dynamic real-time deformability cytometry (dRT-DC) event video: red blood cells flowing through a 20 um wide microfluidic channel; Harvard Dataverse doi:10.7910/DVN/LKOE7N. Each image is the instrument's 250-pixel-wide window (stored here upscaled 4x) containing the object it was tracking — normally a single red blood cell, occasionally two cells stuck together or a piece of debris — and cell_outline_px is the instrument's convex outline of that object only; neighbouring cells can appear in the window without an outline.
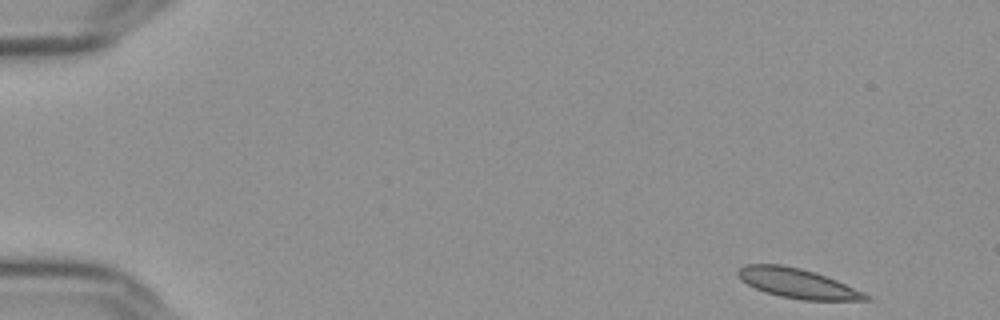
{"species": "Egyptian fruit bat (a non-hibernating species)", "species_latin": "Rousettus aegyptiacus", "temperature_condition": "cold", "stored_images_in_passage": 53, "camera_frame_rate_fps": 3000, "um_per_image_px": 0.085, "frame": {"image": 1, "passage_image": 1, "time_ms": 0.0, "image_size_px": [1000, 320], "cell_outline_px": [[872, 300], [804, 300], [780, 296], [764, 292], [740, 280], [736, 272], [744, 264], [780, 264], [800, 268], [836, 280], [872, 296]], "centroid_in_image_um": [67.77, 24.08], "position_along_channel_um": 17.2, "area_um2": 21.85}}
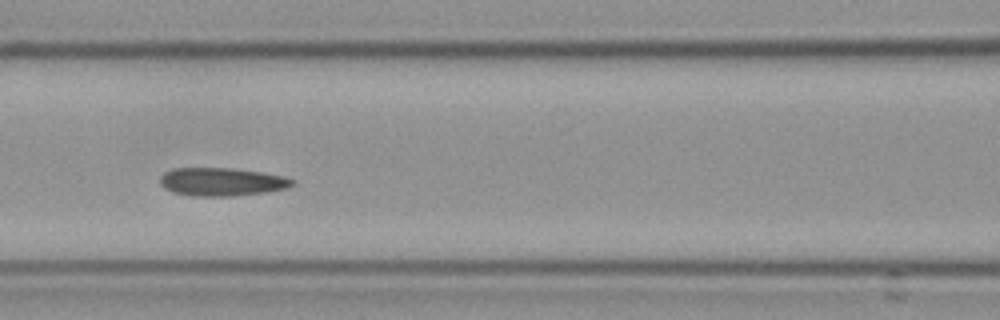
{"frame": {"image": 2, "passage_image": 22, "time_ms": 7.0, "image_size_px": [1000, 320], "cell_outline_px": [[296, 184], [288, 188], [264, 192], [232, 196], [192, 196], [172, 192], [164, 188], [160, 184], [160, 176], [164, 172], [172, 168], [232, 168], [260, 172], [284, 176], [296, 180]], "centroid_in_image_um": [18.85, 15.45], "position_along_channel_um": 147.8, "area_um2": 21.91}}
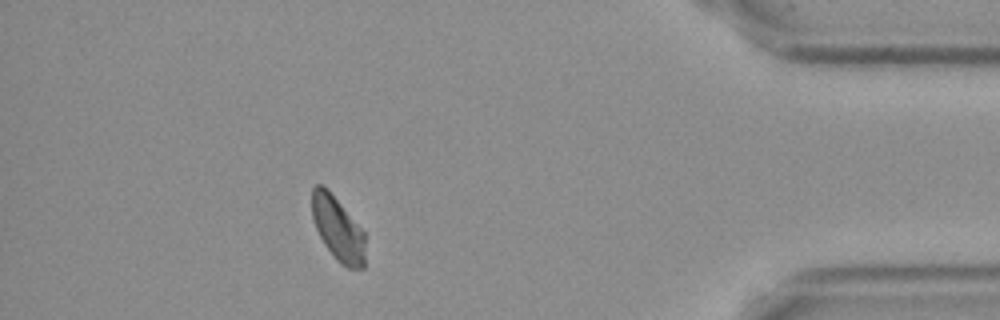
{"frame": {"image": 3, "passage_image": 47, "time_ms": 15.333, "image_size_px": [1000, 320], "cell_outline_px": [[364, 268], [348, 268], [340, 264], [336, 260], [324, 244], [316, 228], [312, 216], [312, 188], [316, 184], [324, 184], [328, 188], [364, 232]], "centroid_in_image_um": [28.69, 19.42], "position_along_channel_um": 406.5, "area_um2": 19.83}, "authors_computed_cell_mechanics": {"area_um2": 21.5594, "velocity_mm_per_s": 3.6105, "shape_relaxation_time_tau1_ms": 11.3996, "shape_relaxation_time_tau2_ms": 4.0364, "deformation_change_tau1": 0.1576, "deformation_change_tau2": 0.0827}}